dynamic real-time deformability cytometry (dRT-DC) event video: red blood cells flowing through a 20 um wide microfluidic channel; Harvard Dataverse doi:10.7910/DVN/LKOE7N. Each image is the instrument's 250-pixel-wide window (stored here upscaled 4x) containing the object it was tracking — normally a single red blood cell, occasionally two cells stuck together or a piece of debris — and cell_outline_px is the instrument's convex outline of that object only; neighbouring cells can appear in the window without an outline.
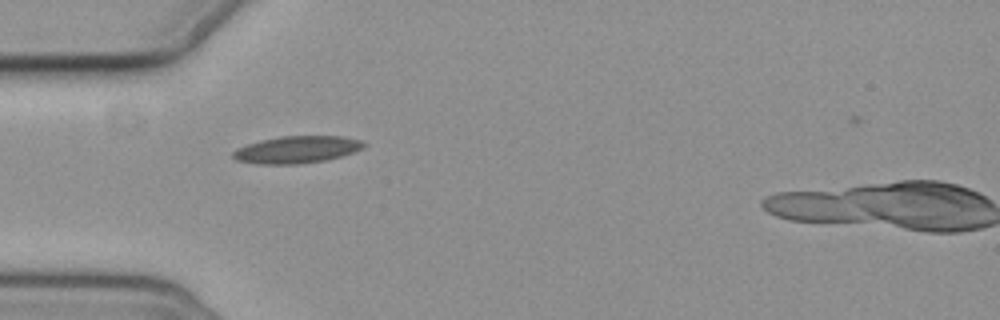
{"species": "common noctule bat (a hibernating species)", "species_latin": "Nyctalus noctula", "temperature_condition": "cold", "stored_images_in_passage": 3, "camera_frame_rate_fps": 3000, "um_per_image_px": 0.085, "animal": {"sex": "female", "body_mass_g": 19.3, "forearm_length_mm": 54.1}, "frame": {"image": 1, "passage_image": 1, "time_ms": 0.0, "image_size_px": [1000, 320], "cell_outline_px": [[368, 144], [364, 148], [356, 152], [324, 160], [300, 164], [256, 164], [236, 160], [232, 156], [232, 152], [236, 148], [260, 140], [280, 136], [344, 136], [364, 140]], "centroid_in_image_um": [25.27, 12.71], "position_along_channel_um": 59.7, "area_um2": 20.98}}
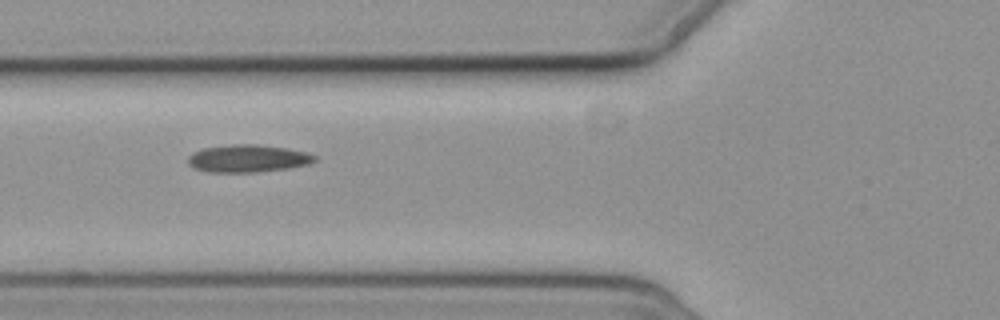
{"frame": {"image": 2, "passage_image": 2, "time_ms": 1.333, "image_size_px": [1000, 320], "cell_outline_px": [[316, 160], [308, 164], [288, 168], [256, 172], [208, 172], [192, 168], [188, 164], [188, 156], [192, 152], [204, 148], [232, 144], [256, 144], [284, 148], [308, 152], [316, 156]], "centroid_in_image_um": [21.03, 13.47], "position_along_channel_um": 104.8, "area_um2": 20.35}}
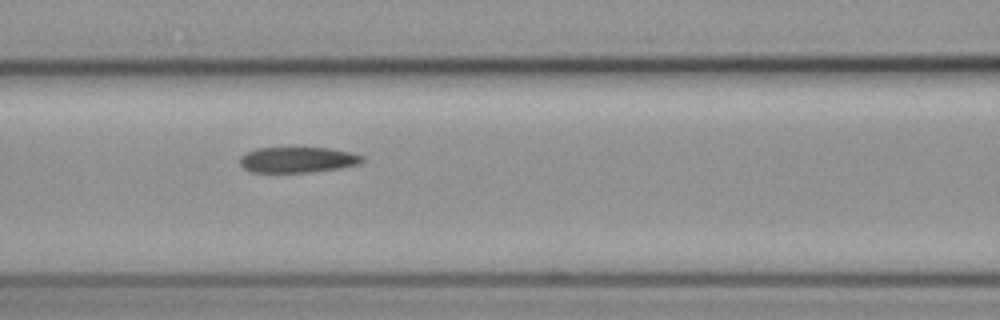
{"frame": {"image": 3, "passage_image": 3, "time_ms": 2.333, "image_size_px": [1000, 320], "cell_outline_px": [[364, 160], [360, 164], [340, 168], [308, 172], [248, 172], [240, 164], [240, 156], [256, 148], [328, 148], [352, 152], [364, 156]], "centroid_in_image_um": [25.31, 13.58], "position_along_channel_um": 141.3, "area_um2": 18.32}}